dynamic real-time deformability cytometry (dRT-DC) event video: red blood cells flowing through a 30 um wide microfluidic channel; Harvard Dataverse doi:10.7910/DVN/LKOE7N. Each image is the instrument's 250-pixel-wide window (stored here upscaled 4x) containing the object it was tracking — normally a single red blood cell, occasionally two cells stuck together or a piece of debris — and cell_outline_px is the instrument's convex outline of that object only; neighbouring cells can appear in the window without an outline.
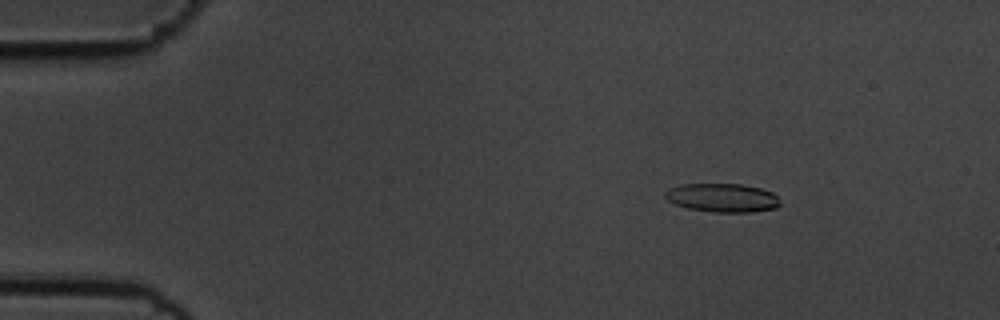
{"species": "common noctule bat (a hibernating species)", "species_latin": "Nyctalus noctula", "temperature_condition": "cold", "stored_images_in_passage": 56, "camera_frame_rate_fps": 3000, "um_per_image_px": 0.085, "animal": {"sex": "male", "body_mass_g": 19.5, "forearm_length_mm": 54.6}, "frame": {"image": 1, "passage_image": 8, "time_ms": 2.333, "image_size_px": [1000, 320], "cell_outline_px": [[780, 204], [776, 208], [752, 212], [712, 212], [688, 208], [676, 204], [668, 200], [664, 196], [664, 192], [668, 188], [680, 184], [740, 184], [760, 188], [772, 192], [776, 196]], "centroid_in_image_um": [61.38, 16.81], "position_along_channel_um": 23.6, "area_um2": 19.19}}
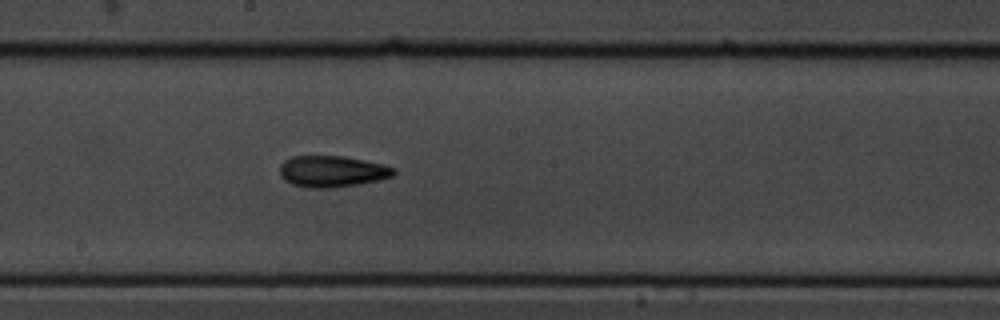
{"frame": {"image": 2, "passage_image": 31, "time_ms": 10.0, "image_size_px": [1000, 320], "cell_outline_px": [[396, 172], [392, 176], [360, 184], [328, 188], [308, 188], [292, 184], [284, 180], [280, 176], [280, 164], [284, 160], [292, 156], [344, 156], [384, 164], [396, 168]], "centroid_in_image_um": [28.21, 14.56], "position_along_channel_um": 220.0, "area_um2": 20.92}}
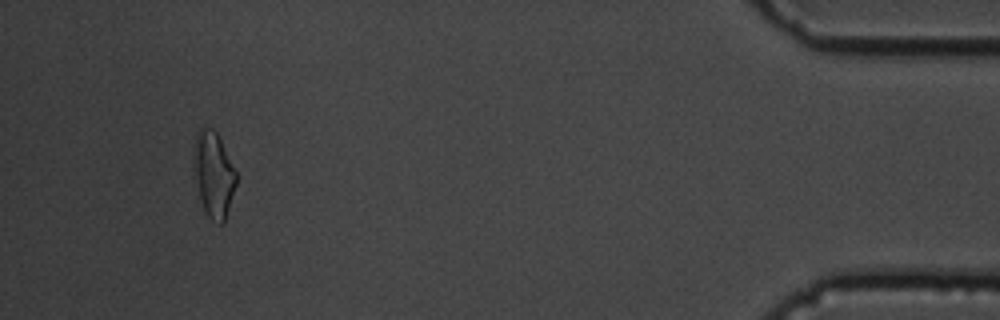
{"frame": {"image": 3, "passage_image": 53, "time_ms": 17.333, "image_size_px": [1000, 320], "cell_outline_px": [[236, 184], [224, 224], [220, 224], [212, 220], [204, 212], [200, 200], [192, 160], [192, 156], [196, 132], [200, 128], [212, 128], [216, 132], [236, 172]], "centroid_in_image_um": [18.13, 14.84], "position_along_channel_um": 417.1, "area_um2": 21.1}, "authors_computed_cell_mechanics": {"area_um2": 19.7387, "velocity_mm_per_s": 3.575, "shape_relaxation_time_tau1_ms": null, "shape_relaxation_time_tau2_ms": 6.2316, "deformation_change_tau1": null, "deformation_change_tau2": 0.1636}}